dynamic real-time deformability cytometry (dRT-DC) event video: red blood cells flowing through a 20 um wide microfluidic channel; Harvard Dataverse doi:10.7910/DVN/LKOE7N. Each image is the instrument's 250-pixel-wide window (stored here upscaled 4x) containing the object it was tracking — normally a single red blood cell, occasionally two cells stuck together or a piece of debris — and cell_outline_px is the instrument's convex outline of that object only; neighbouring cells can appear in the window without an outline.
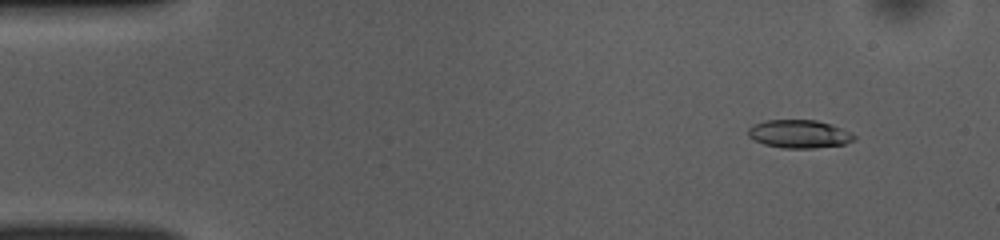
{"species": "common noctule bat (a hibernating species)", "species_latin": "Nyctalus noctula", "temperature_condition": "room temperature", "stored_images_in_passage": 50, "camera_frame_rate_fps": 3000, "um_per_image_px": 0.085, "animal": {"sex": "female", "body_mass_g": 10.0, "forearm_length_mm": 53.1}, "frame": {"image": 1, "passage_image": 5, "time_ms": 1.333, "image_size_px": [1000, 240], "cell_outline_px": [[856, 140], [844, 144], [812, 148], [784, 148], [764, 144], [752, 140], [748, 136], [748, 128], [752, 124], [764, 120], [816, 120], [832, 124], [852, 132], [856, 136]], "centroid_in_image_um": [67.93, 11.38], "position_along_channel_um": 17.1, "area_um2": 17.63}}
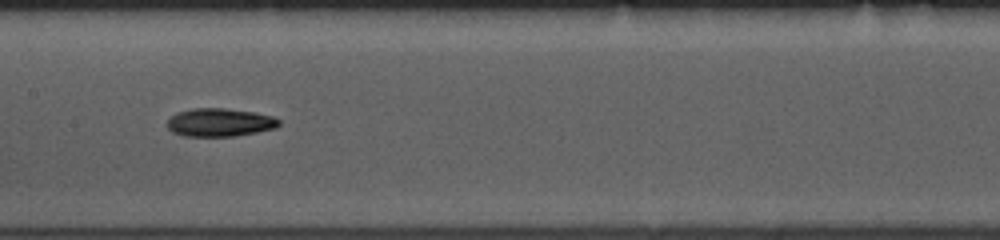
{"frame": {"image": 2, "passage_image": 25, "time_ms": 8.0, "image_size_px": [1000, 240], "cell_outline_px": [[280, 124], [276, 128], [256, 132], [232, 136], [184, 136], [172, 132], [168, 128], [168, 120], [176, 112], [192, 108], [224, 108], [256, 112], [272, 116], [280, 120]], "centroid_in_image_um": [18.68, 10.4], "position_along_channel_um": 188.7, "area_um2": 18.38}}
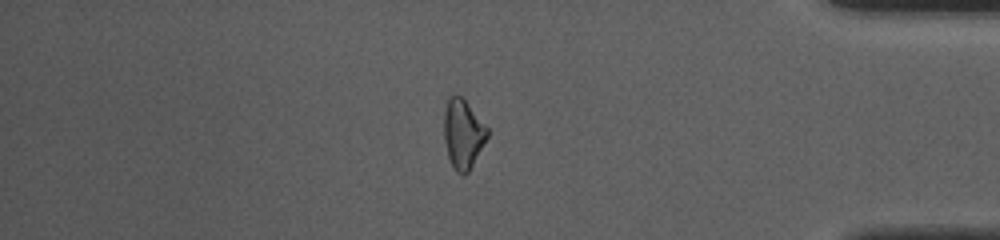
{"frame": {"image": 3, "passage_image": 43, "time_ms": 14.0, "image_size_px": [1000, 240], "cell_outline_px": [[488, 136], [468, 172], [464, 176], [456, 172], [448, 156], [444, 140], [444, 112], [448, 100], [456, 92], [464, 100], [488, 128]], "centroid_in_image_um": [39.34, 11.39], "position_along_channel_um": 395.9, "area_um2": 17.17}, "authors_computed_cell_mechanics": {"area_um2": 17.9758, "velocity_mm_per_s": 3.9576, "shape_relaxation_time_tau1_ms": 3.9929, "shape_relaxation_time_tau2_ms": null, "deformation_change_tau1": 0.1275, "deformation_change_tau2": null}}